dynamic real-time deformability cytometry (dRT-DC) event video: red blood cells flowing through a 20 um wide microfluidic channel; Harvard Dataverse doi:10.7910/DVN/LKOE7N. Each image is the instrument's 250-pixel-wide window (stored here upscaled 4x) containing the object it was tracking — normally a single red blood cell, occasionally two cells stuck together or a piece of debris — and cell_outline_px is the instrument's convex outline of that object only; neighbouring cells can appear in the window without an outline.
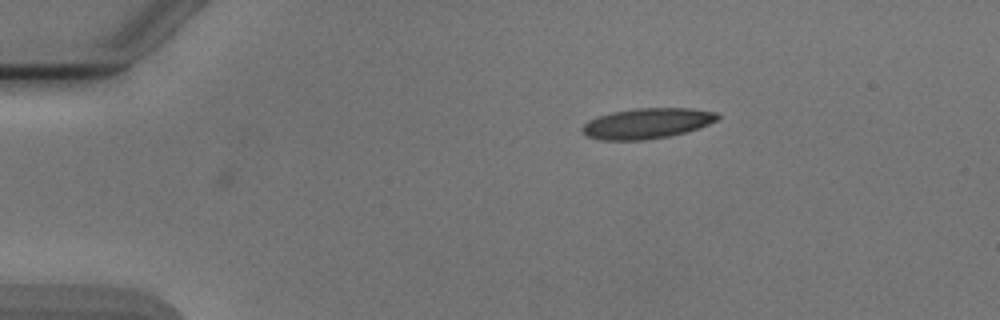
{"species": "Egyptian fruit bat (a non-hibernating species)", "species_latin": "Rousettus aegyptiacus", "temperature_condition": "cold", "stored_images_in_passage": 4, "camera_frame_rate_fps": 3000, "um_per_image_px": 0.085, "animal": {"sex": "male"}, "frame": {"image": 1, "passage_image": 4, "time_ms": 4.333, "image_size_px": [1000, 320], "cell_outline_px": [[720, 116], [716, 120], [708, 124], [684, 132], [668, 136], [644, 140], [600, 140], [588, 136], [580, 128], [588, 120], [612, 112], [636, 108], [692, 108], [716, 112]], "centroid_in_image_um": [54.98, 10.48], "position_along_channel_um": 30.0, "area_um2": 23.76}}